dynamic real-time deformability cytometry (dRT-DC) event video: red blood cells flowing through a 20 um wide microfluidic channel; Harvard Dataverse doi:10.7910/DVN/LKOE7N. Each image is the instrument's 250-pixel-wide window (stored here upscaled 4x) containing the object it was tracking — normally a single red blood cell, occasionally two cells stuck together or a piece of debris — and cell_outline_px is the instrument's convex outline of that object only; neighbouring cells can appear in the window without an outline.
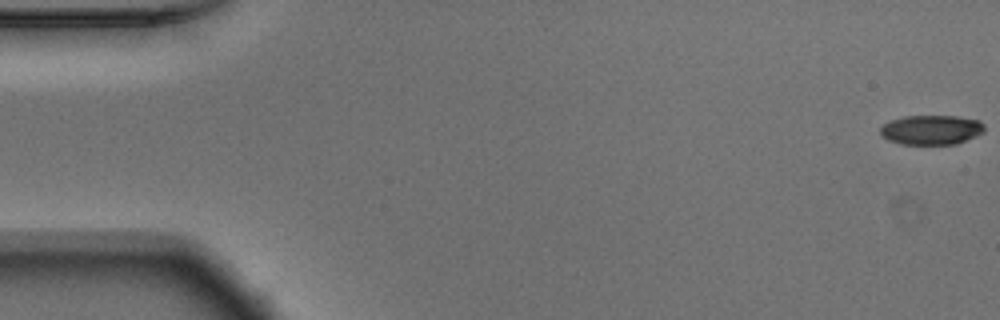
{"species": "Egyptian fruit bat (a non-hibernating species)", "species_latin": "Rousettus aegyptiacus", "temperature_condition": "warm", "stored_images_in_passage": 54, "camera_frame_rate_fps": 3000, "um_per_image_px": 0.085, "animal": {"sex": "male"}, "frame": {"image": 1, "passage_image": 1, "time_ms": 0.0, "image_size_px": [1000, 320], "cell_outline_px": [[984, 132], [976, 136], [956, 144], [900, 144], [888, 140], [880, 132], [880, 128], [888, 120], [904, 116], [956, 116], [980, 120], [984, 124]], "centroid_in_image_um": [79.17, 11.03], "position_along_channel_um": 5.8, "area_um2": 18.03}}
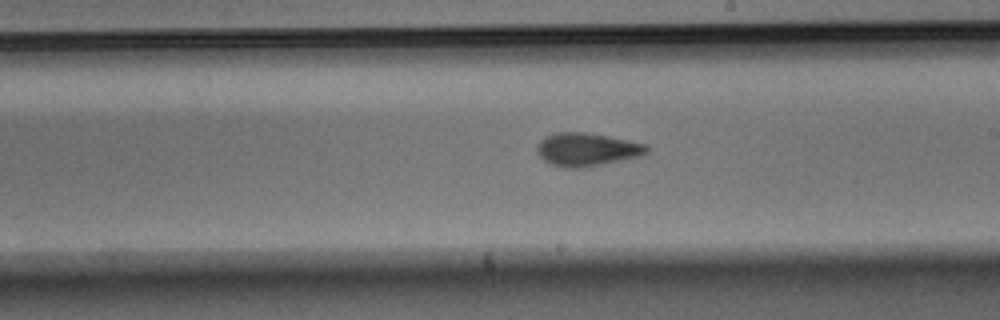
{"frame": {"image": 2, "passage_image": 31, "time_ms": 10.0, "image_size_px": [1000, 320], "cell_outline_px": [[648, 152], [640, 156], [580, 168], [564, 168], [552, 164], [544, 160], [536, 152], [536, 148], [540, 140], [544, 136], [556, 132], [584, 132], [608, 136], [648, 144]], "centroid_in_image_um": [49.86, 12.69], "position_along_channel_um": 239.1, "area_um2": 21.15}}
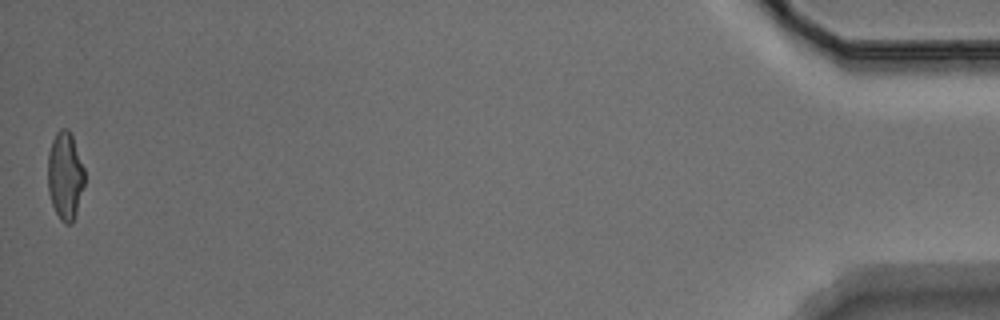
{"frame": {"image": 3, "passage_image": 54, "time_ms": 17.667, "image_size_px": [1000, 320], "cell_outline_px": [[84, 184], [76, 212], [72, 224], [64, 224], [60, 220], [52, 204], [48, 192], [48, 152], [52, 140], [56, 132], [60, 128], [68, 128], [72, 136], [84, 168]], "centroid_in_image_um": [5.52, 14.93], "position_along_channel_um": 429.7, "area_um2": 18.79}, "authors_computed_cell_mechanics": {"area_um2": 19.8832, "velocity_mm_per_s": 3.7539, "shape_relaxation_time_tau1_ms": 5.0514, "shape_relaxation_time_tau2_ms": 3.1995, "deformation_change_tau1": 0.1661, "deformation_change_tau2": 0.1002}}